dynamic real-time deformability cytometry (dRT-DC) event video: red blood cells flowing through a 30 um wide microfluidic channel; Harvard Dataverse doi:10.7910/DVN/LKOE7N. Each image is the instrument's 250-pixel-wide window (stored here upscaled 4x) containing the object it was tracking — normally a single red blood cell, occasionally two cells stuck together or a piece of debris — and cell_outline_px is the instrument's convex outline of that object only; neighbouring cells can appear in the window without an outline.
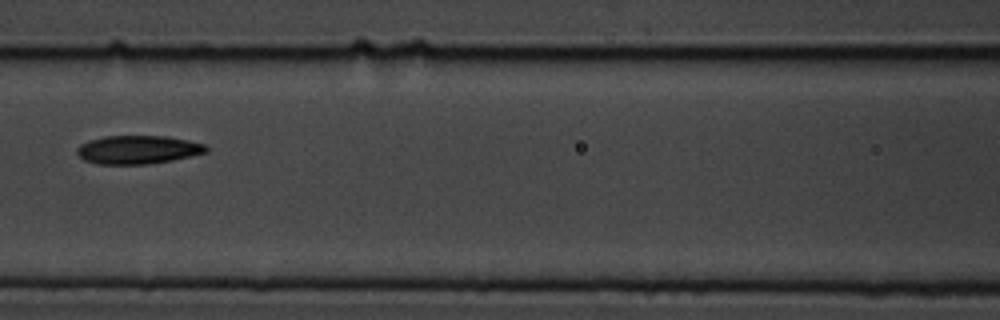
{"species": "common noctule bat (a hibernating species)", "species_latin": "Nyctalus noctula", "temperature_condition": "cold", "stored_images_in_passage": 9, "camera_frame_rate_fps": 3000, "um_per_image_px": 0.085, "animal": {"sex": "male", "body_mass_g": 19.5, "forearm_length_mm": 54.6}, "frame": {"image": 1, "passage_image": 9, "time_ms": 10.0, "image_size_px": [1000, 320], "cell_outline_px": [[208, 152], [192, 156], [172, 160], [148, 164], [96, 164], [84, 160], [76, 152], [76, 148], [80, 144], [88, 140], [104, 136], [164, 136], [188, 140], [204, 144], [208, 148]], "centroid_in_image_um": [11.71, 12.72], "position_along_channel_um": 154.9, "area_um2": 21.5}}